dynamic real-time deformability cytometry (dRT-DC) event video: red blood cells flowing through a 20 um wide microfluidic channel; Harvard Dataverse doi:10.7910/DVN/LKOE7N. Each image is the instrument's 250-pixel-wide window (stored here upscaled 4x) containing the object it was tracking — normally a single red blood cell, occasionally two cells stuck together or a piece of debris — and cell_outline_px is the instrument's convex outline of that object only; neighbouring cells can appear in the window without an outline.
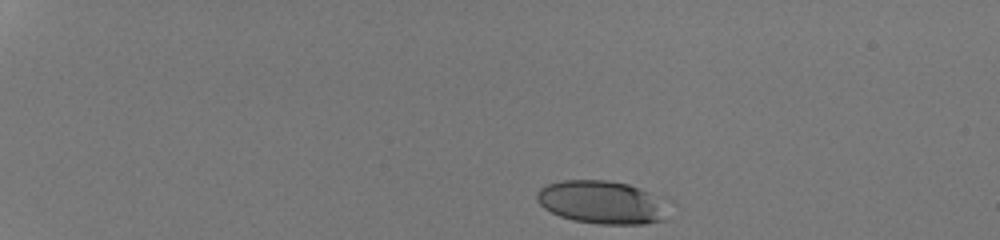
{"species": "human", "species_latin": "Homo sapiens", "temperature_condition": "room temperature", "stored_images_in_passage": 37, "camera_frame_rate_fps": 3000, "um_per_image_px": 0.085, "donor": {"sex": "male"}, "frame": {"image": 1, "passage_image": 1, "time_ms": 0.0, "image_size_px": [1000, 240], "cell_outline_px": [[664, 220], [644, 224], [600, 224], [572, 220], [560, 216], [544, 208], [536, 200], [536, 192], [540, 188], [548, 184], [560, 180], [608, 180], [628, 184], [648, 192]], "centroid_in_image_um": [50.91, 17.18], "position_along_channel_um": 34.1, "area_um2": 31.67}}
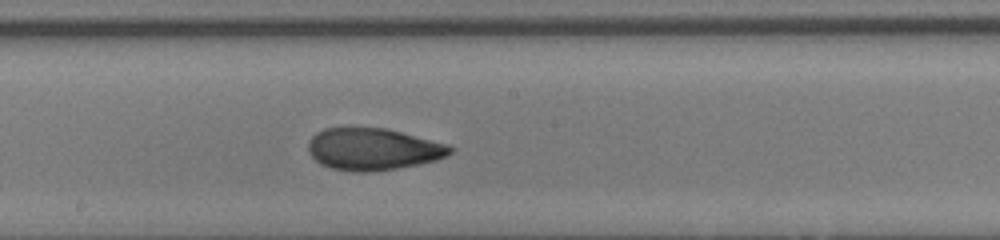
{"frame": {"image": 2, "passage_image": 22, "time_ms": 7.0, "image_size_px": [1000, 240], "cell_outline_px": [[452, 152], [448, 156], [436, 160], [420, 164], [396, 168], [368, 172], [352, 172], [332, 168], [320, 164], [308, 152], [308, 140], [316, 132], [324, 128], [388, 128], [448, 144], [452, 148]], "centroid_in_image_um": [31.71, 12.67], "position_along_channel_um": 216.5, "area_um2": 34.85}}
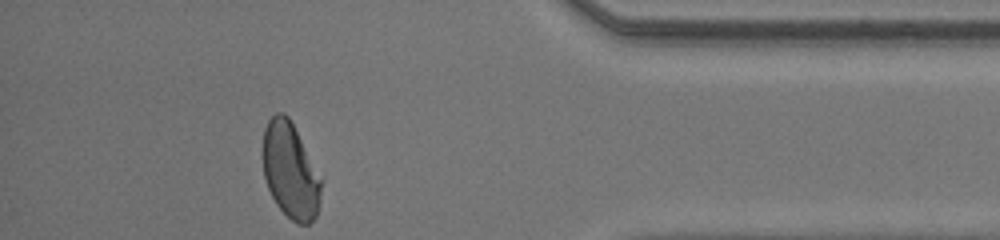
{"frame": {"image": 3, "passage_image": 37, "time_ms": 12.0, "image_size_px": [1000, 240], "cell_outline_px": [[320, 200], [316, 216], [308, 224], [296, 224], [276, 204], [268, 188], [264, 176], [264, 128], [268, 120], [276, 112], [284, 112], [288, 116], [320, 180]], "centroid_in_image_um": [24.65, 14.54], "position_along_channel_um": 410.6, "area_um2": 31.39}, "authors_computed_cell_mechanics": {"area_um2": 34.391, "velocity_mm_per_s": 4.3484, "shape_relaxation_time_tau1_ms": 7.5623, "shape_relaxation_time_tau2_ms": 1.0127, "deformation_change_tau1": 0.2504, "deformation_change_tau2": 0.0684}}